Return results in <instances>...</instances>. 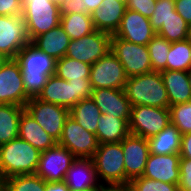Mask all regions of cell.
Wrapping results in <instances>:
<instances>
[{"mask_svg":"<svg viewBox=\"0 0 191 191\" xmlns=\"http://www.w3.org/2000/svg\"><path fill=\"white\" fill-rule=\"evenodd\" d=\"M15 59L21 69L27 96L38 97L48 78L55 74L56 60L31 42L22 48Z\"/></svg>","mask_w":191,"mask_h":191,"instance_id":"6da1fadb","label":"cell"},{"mask_svg":"<svg viewBox=\"0 0 191 191\" xmlns=\"http://www.w3.org/2000/svg\"><path fill=\"white\" fill-rule=\"evenodd\" d=\"M40 151L17 137L0 145V177L2 181L16 175L35 174Z\"/></svg>","mask_w":191,"mask_h":191,"instance_id":"7a4b0ae2","label":"cell"},{"mask_svg":"<svg viewBox=\"0 0 191 191\" xmlns=\"http://www.w3.org/2000/svg\"><path fill=\"white\" fill-rule=\"evenodd\" d=\"M124 90L131 106L169 108L168 94L160 72L129 77Z\"/></svg>","mask_w":191,"mask_h":191,"instance_id":"3957f363","label":"cell"},{"mask_svg":"<svg viewBox=\"0 0 191 191\" xmlns=\"http://www.w3.org/2000/svg\"><path fill=\"white\" fill-rule=\"evenodd\" d=\"M92 160L98 181L102 186H127L130 182L125 176L121 142L99 144Z\"/></svg>","mask_w":191,"mask_h":191,"instance_id":"277c9868","label":"cell"},{"mask_svg":"<svg viewBox=\"0 0 191 191\" xmlns=\"http://www.w3.org/2000/svg\"><path fill=\"white\" fill-rule=\"evenodd\" d=\"M92 90L89 80L66 81L54 74L48 78L37 98L70 110L80 100L90 98Z\"/></svg>","mask_w":191,"mask_h":191,"instance_id":"5b68a950","label":"cell"},{"mask_svg":"<svg viewBox=\"0 0 191 191\" xmlns=\"http://www.w3.org/2000/svg\"><path fill=\"white\" fill-rule=\"evenodd\" d=\"M22 9L30 42L60 24V6L53 0H22Z\"/></svg>","mask_w":191,"mask_h":191,"instance_id":"8992f818","label":"cell"},{"mask_svg":"<svg viewBox=\"0 0 191 191\" xmlns=\"http://www.w3.org/2000/svg\"><path fill=\"white\" fill-rule=\"evenodd\" d=\"M111 52L123 65L128 78L153 71L146 45H137L113 34L111 36Z\"/></svg>","mask_w":191,"mask_h":191,"instance_id":"52a82bcc","label":"cell"},{"mask_svg":"<svg viewBox=\"0 0 191 191\" xmlns=\"http://www.w3.org/2000/svg\"><path fill=\"white\" fill-rule=\"evenodd\" d=\"M170 123L169 108L146 105L131 107L130 134L148 139L160 133Z\"/></svg>","mask_w":191,"mask_h":191,"instance_id":"ba28073f","label":"cell"},{"mask_svg":"<svg viewBox=\"0 0 191 191\" xmlns=\"http://www.w3.org/2000/svg\"><path fill=\"white\" fill-rule=\"evenodd\" d=\"M24 109L36 120V122L57 142H59L69 109L44 102L37 97L30 98Z\"/></svg>","mask_w":191,"mask_h":191,"instance_id":"9c48e42d","label":"cell"},{"mask_svg":"<svg viewBox=\"0 0 191 191\" xmlns=\"http://www.w3.org/2000/svg\"><path fill=\"white\" fill-rule=\"evenodd\" d=\"M111 36L95 30L82 38L71 40L65 56L92 65L111 51Z\"/></svg>","mask_w":191,"mask_h":191,"instance_id":"30bf717a","label":"cell"},{"mask_svg":"<svg viewBox=\"0 0 191 191\" xmlns=\"http://www.w3.org/2000/svg\"><path fill=\"white\" fill-rule=\"evenodd\" d=\"M128 77L119 59L109 51L91 65L90 78L92 89H124Z\"/></svg>","mask_w":191,"mask_h":191,"instance_id":"8fae6325","label":"cell"},{"mask_svg":"<svg viewBox=\"0 0 191 191\" xmlns=\"http://www.w3.org/2000/svg\"><path fill=\"white\" fill-rule=\"evenodd\" d=\"M58 144L67 148L76 158H92L99 146L96 134L85 130L70 115L65 120Z\"/></svg>","mask_w":191,"mask_h":191,"instance_id":"7c38bea8","label":"cell"},{"mask_svg":"<svg viewBox=\"0 0 191 191\" xmlns=\"http://www.w3.org/2000/svg\"><path fill=\"white\" fill-rule=\"evenodd\" d=\"M29 99L18 62L16 59H7L0 67V104L24 107Z\"/></svg>","mask_w":191,"mask_h":191,"instance_id":"4fadbf2b","label":"cell"},{"mask_svg":"<svg viewBox=\"0 0 191 191\" xmlns=\"http://www.w3.org/2000/svg\"><path fill=\"white\" fill-rule=\"evenodd\" d=\"M76 157L64 146H55L40 153L36 174L47 182L64 181Z\"/></svg>","mask_w":191,"mask_h":191,"instance_id":"5bb4252c","label":"cell"},{"mask_svg":"<svg viewBox=\"0 0 191 191\" xmlns=\"http://www.w3.org/2000/svg\"><path fill=\"white\" fill-rule=\"evenodd\" d=\"M30 42L23 16H0V53L7 59H15Z\"/></svg>","mask_w":191,"mask_h":191,"instance_id":"9a60e30c","label":"cell"},{"mask_svg":"<svg viewBox=\"0 0 191 191\" xmlns=\"http://www.w3.org/2000/svg\"><path fill=\"white\" fill-rule=\"evenodd\" d=\"M121 145L124 154L125 176L130 181L142 176L150 154L148 140L129 134L121 141Z\"/></svg>","mask_w":191,"mask_h":191,"instance_id":"2e32d148","label":"cell"},{"mask_svg":"<svg viewBox=\"0 0 191 191\" xmlns=\"http://www.w3.org/2000/svg\"><path fill=\"white\" fill-rule=\"evenodd\" d=\"M114 35L131 43L147 46L156 32L153 30L149 18L137 11L126 9L120 27Z\"/></svg>","mask_w":191,"mask_h":191,"instance_id":"e0dca14e","label":"cell"},{"mask_svg":"<svg viewBox=\"0 0 191 191\" xmlns=\"http://www.w3.org/2000/svg\"><path fill=\"white\" fill-rule=\"evenodd\" d=\"M64 182L70 191H95L103 187L98 181L92 158H76L66 172Z\"/></svg>","mask_w":191,"mask_h":191,"instance_id":"ac0fdd59","label":"cell"},{"mask_svg":"<svg viewBox=\"0 0 191 191\" xmlns=\"http://www.w3.org/2000/svg\"><path fill=\"white\" fill-rule=\"evenodd\" d=\"M91 98L100 109L101 114H109L130 121L132 106L124 89H95L92 90Z\"/></svg>","mask_w":191,"mask_h":191,"instance_id":"d6986e66","label":"cell"},{"mask_svg":"<svg viewBox=\"0 0 191 191\" xmlns=\"http://www.w3.org/2000/svg\"><path fill=\"white\" fill-rule=\"evenodd\" d=\"M180 154H149L143 177L164 183L178 184L180 180Z\"/></svg>","mask_w":191,"mask_h":191,"instance_id":"ffe728a7","label":"cell"},{"mask_svg":"<svg viewBox=\"0 0 191 191\" xmlns=\"http://www.w3.org/2000/svg\"><path fill=\"white\" fill-rule=\"evenodd\" d=\"M126 9V0H103L102 5L91 14L95 29L115 34Z\"/></svg>","mask_w":191,"mask_h":191,"instance_id":"44dd1931","label":"cell"},{"mask_svg":"<svg viewBox=\"0 0 191 191\" xmlns=\"http://www.w3.org/2000/svg\"><path fill=\"white\" fill-rule=\"evenodd\" d=\"M18 137L30 143L40 152H44L58 143L26 110L22 112L19 119Z\"/></svg>","mask_w":191,"mask_h":191,"instance_id":"7402d4cb","label":"cell"},{"mask_svg":"<svg viewBox=\"0 0 191 191\" xmlns=\"http://www.w3.org/2000/svg\"><path fill=\"white\" fill-rule=\"evenodd\" d=\"M71 39L59 24L46 33L35 37L31 43L55 60H59L67 53Z\"/></svg>","mask_w":191,"mask_h":191,"instance_id":"603a6c76","label":"cell"},{"mask_svg":"<svg viewBox=\"0 0 191 191\" xmlns=\"http://www.w3.org/2000/svg\"><path fill=\"white\" fill-rule=\"evenodd\" d=\"M160 73L168 94L169 106L191 101L187 71L164 70Z\"/></svg>","mask_w":191,"mask_h":191,"instance_id":"cb8c5ba5","label":"cell"},{"mask_svg":"<svg viewBox=\"0 0 191 191\" xmlns=\"http://www.w3.org/2000/svg\"><path fill=\"white\" fill-rule=\"evenodd\" d=\"M129 134V122L126 119L101 114L96 130L99 144L121 142Z\"/></svg>","mask_w":191,"mask_h":191,"instance_id":"d4e9b609","label":"cell"},{"mask_svg":"<svg viewBox=\"0 0 191 191\" xmlns=\"http://www.w3.org/2000/svg\"><path fill=\"white\" fill-rule=\"evenodd\" d=\"M147 140L150 154H180L182 133L171 122L160 133Z\"/></svg>","mask_w":191,"mask_h":191,"instance_id":"484cf974","label":"cell"},{"mask_svg":"<svg viewBox=\"0 0 191 191\" xmlns=\"http://www.w3.org/2000/svg\"><path fill=\"white\" fill-rule=\"evenodd\" d=\"M24 107L15 104H0V145L18 137L19 119Z\"/></svg>","mask_w":191,"mask_h":191,"instance_id":"4316f807","label":"cell"},{"mask_svg":"<svg viewBox=\"0 0 191 191\" xmlns=\"http://www.w3.org/2000/svg\"><path fill=\"white\" fill-rule=\"evenodd\" d=\"M69 115L85 130L96 134L97 122L101 116V111L91 97L82 99L76 103L69 110Z\"/></svg>","mask_w":191,"mask_h":191,"instance_id":"83f0119b","label":"cell"},{"mask_svg":"<svg viewBox=\"0 0 191 191\" xmlns=\"http://www.w3.org/2000/svg\"><path fill=\"white\" fill-rule=\"evenodd\" d=\"M60 25L71 40L82 38L96 30L89 13L61 15Z\"/></svg>","mask_w":191,"mask_h":191,"instance_id":"f1b7e54d","label":"cell"},{"mask_svg":"<svg viewBox=\"0 0 191 191\" xmlns=\"http://www.w3.org/2000/svg\"><path fill=\"white\" fill-rule=\"evenodd\" d=\"M91 65L69 57L56 60L55 75L66 81L89 80Z\"/></svg>","mask_w":191,"mask_h":191,"instance_id":"f546056e","label":"cell"},{"mask_svg":"<svg viewBox=\"0 0 191 191\" xmlns=\"http://www.w3.org/2000/svg\"><path fill=\"white\" fill-rule=\"evenodd\" d=\"M191 68V44L188 40L171 42L167 70L188 71Z\"/></svg>","mask_w":191,"mask_h":191,"instance_id":"4dcf8cb0","label":"cell"},{"mask_svg":"<svg viewBox=\"0 0 191 191\" xmlns=\"http://www.w3.org/2000/svg\"><path fill=\"white\" fill-rule=\"evenodd\" d=\"M151 67L153 71L161 72L167 70V58L171 42L156 34L147 44Z\"/></svg>","mask_w":191,"mask_h":191,"instance_id":"1f68e13d","label":"cell"},{"mask_svg":"<svg viewBox=\"0 0 191 191\" xmlns=\"http://www.w3.org/2000/svg\"><path fill=\"white\" fill-rule=\"evenodd\" d=\"M5 191H45V180L35 174L16 175L4 179Z\"/></svg>","mask_w":191,"mask_h":191,"instance_id":"d6a6232c","label":"cell"},{"mask_svg":"<svg viewBox=\"0 0 191 191\" xmlns=\"http://www.w3.org/2000/svg\"><path fill=\"white\" fill-rule=\"evenodd\" d=\"M188 24L175 11L162 25L161 29L156 33L164 37L169 42H177L187 40Z\"/></svg>","mask_w":191,"mask_h":191,"instance_id":"836d02e7","label":"cell"},{"mask_svg":"<svg viewBox=\"0 0 191 191\" xmlns=\"http://www.w3.org/2000/svg\"><path fill=\"white\" fill-rule=\"evenodd\" d=\"M170 122L183 134L191 133V101L169 106Z\"/></svg>","mask_w":191,"mask_h":191,"instance_id":"e575fe53","label":"cell"},{"mask_svg":"<svg viewBox=\"0 0 191 191\" xmlns=\"http://www.w3.org/2000/svg\"><path fill=\"white\" fill-rule=\"evenodd\" d=\"M127 186L131 191H179L178 184L164 183L143 176L132 179Z\"/></svg>","mask_w":191,"mask_h":191,"instance_id":"d590c367","label":"cell"},{"mask_svg":"<svg viewBox=\"0 0 191 191\" xmlns=\"http://www.w3.org/2000/svg\"><path fill=\"white\" fill-rule=\"evenodd\" d=\"M175 0H157L155 5V10L150 18V23L153 30L157 33L165 21L171 16L174 15L175 9Z\"/></svg>","mask_w":191,"mask_h":191,"instance_id":"8d00e7d4","label":"cell"},{"mask_svg":"<svg viewBox=\"0 0 191 191\" xmlns=\"http://www.w3.org/2000/svg\"><path fill=\"white\" fill-rule=\"evenodd\" d=\"M156 1L157 0H126V8L137 11L150 19L155 10Z\"/></svg>","mask_w":191,"mask_h":191,"instance_id":"74e56055","label":"cell"},{"mask_svg":"<svg viewBox=\"0 0 191 191\" xmlns=\"http://www.w3.org/2000/svg\"><path fill=\"white\" fill-rule=\"evenodd\" d=\"M179 167V191H191V159L180 157Z\"/></svg>","mask_w":191,"mask_h":191,"instance_id":"f35d334b","label":"cell"},{"mask_svg":"<svg viewBox=\"0 0 191 191\" xmlns=\"http://www.w3.org/2000/svg\"><path fill=\"white\" fill-rule=\"evenodd\" d=\"M22 0H0V16H21Z\"/></svg>","mask_w":191,"mask_h":191,"instance_id":"ab89813d","label":"cell"},{"mask_svg":"<svg viewBox=\"0 0 191 191\" xmlns=\"http://www.w3.org/2000/svg\"><path fill=\"white\" fill-rule=\"evenodd\" d=\"M176 12L185 20V22L191 24V0H175Z\"/></svg>","mask_w":191,"mask_h":191,"instance_id":"60d3db41","label":"cell"},{"mask_svg":"<svg viewBox=\"0 0 191 191\" xmlns=\"http://www.w3.org/2000/svg\"><path fill=\"white\" fill-rule=\"evenodd\" d=\"M61 15L83 13L82 0H67L61 7Z\"/></svg>","mask_w":191,"mask_h":191,"instance_id":"b9f144b4","label":"cell"},{"mask_svg":"<svg viewBox=\"0 0 191 191\" xmlns=\"http://www.w3.org/2000/svg\"><path fill=\"white\" fill-rule=\"evenodd\" d=\"M180 157L191 159V133L182 135Z\"/></svg>","mask_w":191,"mask_h":191,"instance_id":"7bdbcfd3","label":"cell"},{"mask_svg":"<svg viewBox=\"0 0 191 191\" xmlns=\"http://www.w3.org/2000/svg\"><path fill=\"white\" fill-rule=\"evenodd\" d=\"M45 191H70L69 187L64 181H45Z\"/></svg>","mask_w":191,"mask_h":191,"instance_id":"ee69618b","label":"cell"},{"mask_svg":"<svg viewBox=\"0 0 191 191\" xmlns=\"http://www.w3.org/2000/svg\"><path fill=\"white\" fill-rule=\"evenodd\" d=\"M83 2V13L92 14L101 5L103 0H82Z\"/></svg>","mask_w":191,"mask_h":191,"instance_id":"f6af8a7d","label":"cell"},{"mask_svg":"<svg viewBox=\"0 0 191 191\" xmlns=\"http://www.w3.org/2000/svg\"><path fill=\"white\" fill-rule=\"evenodd\" d=\"M100 191H131L128 186H113L105 187L103 186Z\"/></svg>","mask_w":191,"mask_h":191,"instance_id":"bcb514c9","label":"cell"},{"mask_svg":"<svg viewBox=\"0 0 191 191\" xmlns=\"http://www.w3.org/2000/svg\"><path fill=\"white\" fill-rule=\"evenodd\" d=\"M187 40H188V41L190 42V44H191V24L188 25Z\"/></svg>","mask_w":191,"mask_h":191,"instance_id":"7dc6e473","label":"cell"},{"mask_svg":"<svg viewBox=\"0 0 191 191\" xmlns=\"http://www.w3.org/2000/svg\"><path fill=\"white\" fill-rule=\"evenodd\" d=\"M67 0H53V2L60 7L66 2Z\"/></svg>","mask_w":191,"mask_h":191,"instance_id":"c3c4849f","label":"cell"},{"mask_svg":"<svg viewBox=\"0 0 191 191\" xmlns=\"http://www.w3.org/2000/svg\"><path fill=\"white\" fill-rule=\"evenodd\" d=\"M187 77H188L189 85L191 87V68L187 71Z\"/></svg>","mask_w":191,"mask_h":191,"instance_id":"681fc988","label":"cell"},{"mask_svg":"<svg viewBox=\"0 0 191 191\" xmlns=\"http://www.w3.org/2000/svg\"><path fill=\"white\" fill-rule=\"evenodd\" d=\"M7 60L1 53H0V67L1 65Z\"/></svg>","mask_w":191,"mask_h":191,"instance_id":"f907efd6","label":"cell"},{"mask_svg":"<svg viewBox=\"0 0 191 191\" xmlns=\"http://www.w3.org/2000/svg\"><path fill=\"white\" fill-rule=\"evenodd\" d=\"M0 191H5L2 185H0Z\"/></svg>","mask_w":191,"mask_h":191,"instance_id":"816d5d0a","label":"cell"}]
</instances>
